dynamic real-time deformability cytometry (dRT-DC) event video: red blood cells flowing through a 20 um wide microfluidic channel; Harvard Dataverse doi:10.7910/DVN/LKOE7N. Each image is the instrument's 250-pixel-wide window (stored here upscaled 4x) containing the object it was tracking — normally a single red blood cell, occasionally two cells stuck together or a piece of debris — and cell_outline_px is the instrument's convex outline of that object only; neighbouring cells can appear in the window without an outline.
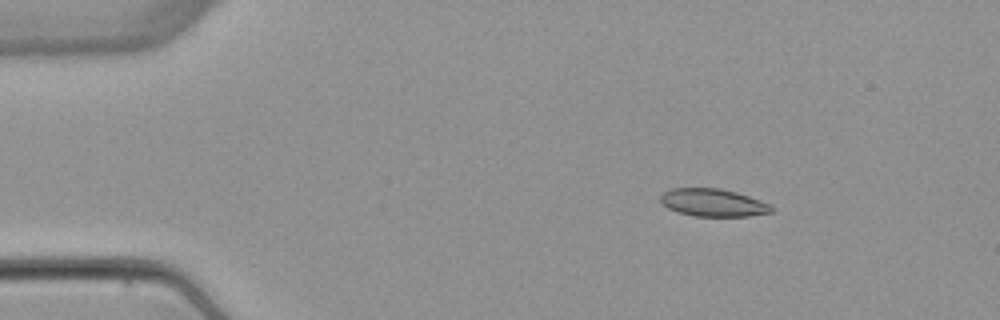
{"species": "common noctule bat (a hibernating species)", "species_latin": "Nyctalus noctula", "temperature_condition": "warm", "stored_images_in_passage": 6, "segment_of_instrument_passage": [1, 2], "camera_frame_rate_fps": 3000, "um_per_image_px": 0.085, "animal": {"sex": "female", "body_mass_g": 22.7, "forearm_length_mm": 54.2}, "frame": {"image": 1, "passage_image": 3, "time_ms": 2.333, "image_size_px": [1000, 320], "cell_outline_px": [[772, 212], [748, 216], [696, 216], [676, 212], [668, 208], [660, 200], [660, 196], [664, 192], [672, 188], [720, 188], [736, 192], [748, 196], [768, 204], [772, 208]], "centroid_in_image_um": [60.57, 17.22], "position_along_channel_um": 24.4, "area_um2": 17.69}}